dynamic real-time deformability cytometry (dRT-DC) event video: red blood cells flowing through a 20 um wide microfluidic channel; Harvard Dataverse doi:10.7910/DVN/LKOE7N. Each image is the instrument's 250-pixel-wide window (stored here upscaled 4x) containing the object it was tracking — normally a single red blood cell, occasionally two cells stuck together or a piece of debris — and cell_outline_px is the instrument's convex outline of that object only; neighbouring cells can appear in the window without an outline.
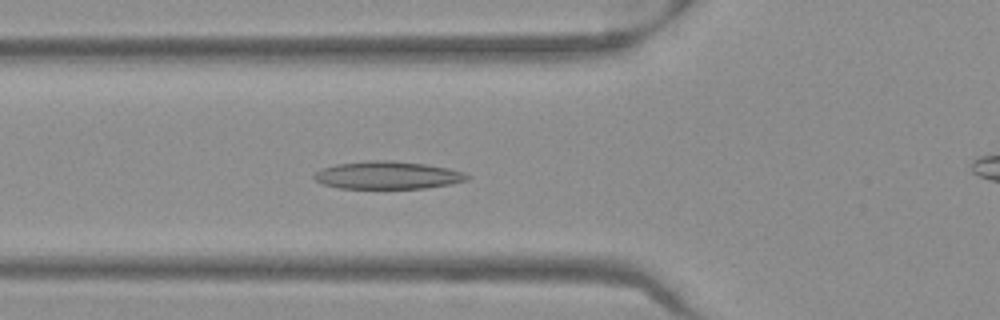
{"species": "Egyptian fruit bat (a non-hibernating species)", "species_latin": "Rousettus aegyptiacus", "temperature_condition": "warm", "stored_images_in_passage": 50, "camera_frame_rate_fps": 3000, "um_per_image_px": 0.085, "frame": {"image": 1, "passage_image": 16, "time_ms": 5.0, "image_size_px": [1000, 320], "cell_outline_px": [[472, 176], [468, 180], [428, 188], [340, 188], [324, 184], [316, 180], [312, 176], [320, 168], [336, 164], [368, 160], [392, 160], [424, 164], [448, 168], [464, 172]], "centroid_in_image_um": [32.95, 14.88], "position_along_channel_um": 92.8, "area_um2": 24.74}}
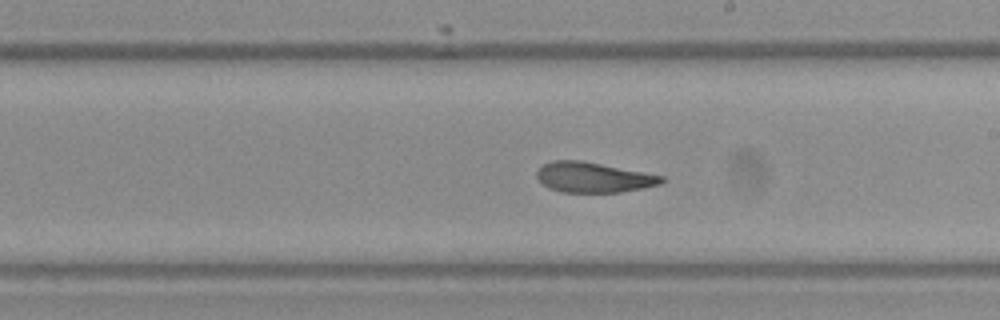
{"frame": {"image": 2, "passage_image": 27, "time_ms": 8.667, "image_size_px": [1000, 320], "cell_outline_px": [[664, 180], [660, 184], [620, 192], [560, 192], [548, 188], [536, 176], [536, 172], [544, 164], [552, 160], [580, 160], [644, 172], [664, 176]], "centroid_in_image_um": [50.41, 15.07], "position_along_channel_um": 238.6, "area_um2": 21.73}}
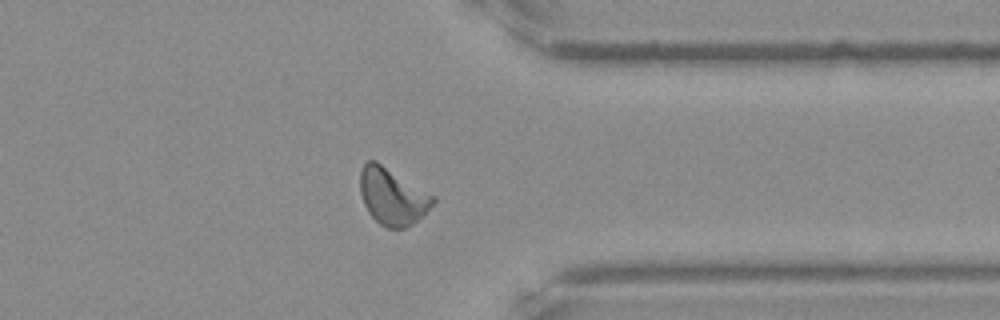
{"frame": {"image": 3, "passage_image": 38, "time_ms": 12.333, "image_size_px": [1000, 320], "cell_outline_px": [[436, 200], [412, 224], [404, 228], [388, 228], [380, 224], [368, 212], [364, 204], [360, 192], [360, 172], [364, 164], [368, 160], [376, 160], [436, 196]], "centroid_in_image_um": [33.34, 16.67], "position_along_channel_um": 378.1, "area_um2": 23.93}, "authors_computed_cell_mechanics": {"area_um2": 23.1778, "velocity_mm_per_s": 3.9575, "shape_relaxation_time_tau1_ms": 4.846, "shape_relaxation_time_tau2_ms": 1.9881, "deformation_change_tau1": 0.1567, "deformation_change_tau2": 0.0723}}